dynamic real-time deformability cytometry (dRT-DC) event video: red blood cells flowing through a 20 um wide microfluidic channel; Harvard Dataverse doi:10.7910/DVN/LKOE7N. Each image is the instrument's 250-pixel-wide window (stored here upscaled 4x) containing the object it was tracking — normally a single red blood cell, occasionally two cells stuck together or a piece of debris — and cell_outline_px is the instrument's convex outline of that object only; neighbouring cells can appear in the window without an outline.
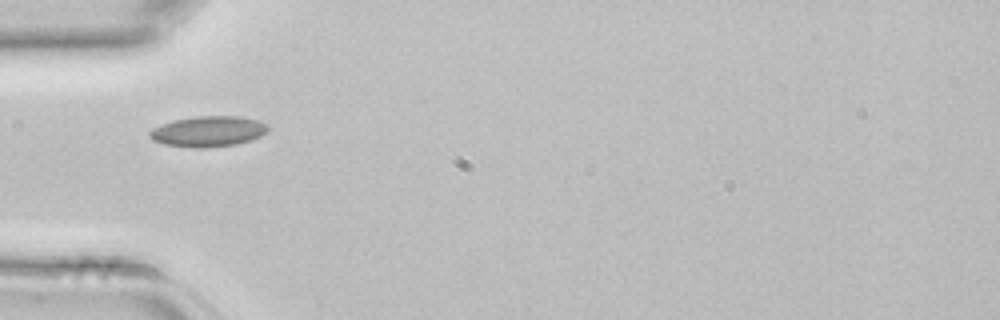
{"species": "common noctule bat (a hibernating species)", "species_latin": "Nyctalus noctula", "temperature_condition": "room temperature", "stored_images_in_passage": 3, "camera_frame_rate_fps": 3000, "um_per_image_px": 0.085, "animal": {"sex": "female", "body_mass_g": 22.7, "forearm_length_mm": 54.2}, "frame": {"image": 1, "passage_image": 3, "time_ms": 0.667, "image_size_px": [1000, 320], "cell_outline_px": [[268, 132], [260, 136], [236, 144], [208, 148], [196, 148], [164, 144], [152, 140], [148, 136], [148, 132], [152, 128], [176, 120], [196, 116], [240, 116], [260, 120], [268, 124]], "centroid_in_image_um": [17.72, 11.17], "position_along_channel_um": 67.3, "area_um2": 21.15}}